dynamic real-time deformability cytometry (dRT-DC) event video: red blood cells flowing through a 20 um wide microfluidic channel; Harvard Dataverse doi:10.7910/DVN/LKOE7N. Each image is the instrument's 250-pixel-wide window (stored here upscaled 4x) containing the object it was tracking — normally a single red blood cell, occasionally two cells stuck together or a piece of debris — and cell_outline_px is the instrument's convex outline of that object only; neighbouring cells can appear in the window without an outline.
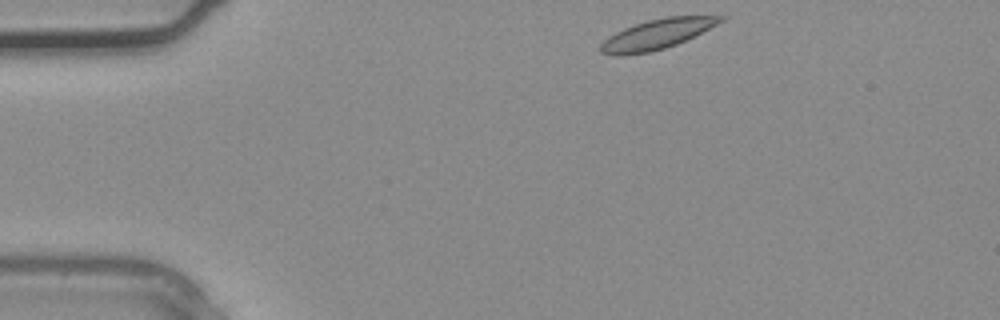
{"species": "common noctule bat (a hibernating species)", "species_latin": "Nyctalus noctula", "temperature_condition": "warm", "stored_images_in_passage": 3, "segment_of_instrument_passage": [1, 2], "camera_frame_rate_fps": 3000, "um_per_image_px": 0.085, "animal": {"sex": "male", "body_mass_g": 20.4}, "frame": {"image": 1, "passage_image": 1, "time_ms": 0.0, "image_size_px": [1000, 320], "cell_outline_px": [[728, 16], [724, 20], [676, 44], [652, 52], [624, 56], [612, 56], [600, 52], [600, 44], [608, 36], [624, 28], [648, 20], [668, 16]], "centroid_in_image_um": [55.75, 2.93], "position_along_channel_um": 29.2, "area_um2": 20.69}}